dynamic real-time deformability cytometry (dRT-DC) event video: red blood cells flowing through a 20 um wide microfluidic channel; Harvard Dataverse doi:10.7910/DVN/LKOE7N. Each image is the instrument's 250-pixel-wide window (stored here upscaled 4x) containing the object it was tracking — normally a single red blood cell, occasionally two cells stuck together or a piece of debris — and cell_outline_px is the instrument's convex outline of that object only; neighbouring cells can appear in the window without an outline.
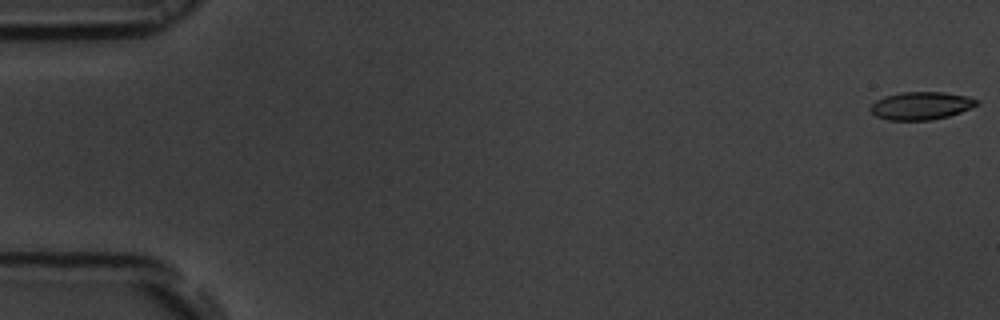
{"species": "common noctule bat (a hibernating species)", "species_latin": "Nyctalus noctula", "temperature_condition": "room temperature", "stored_images_in_passage": 55, "camera_frame_rate_fps": 3000, "um_per_image_px": 0.085, "animal": {"sex": "male", "body_mass_g": 19.5, "forearm_length_mm": 54.6}, "frame": {"image": 1, "passage_image": 1, "time_ms": 0.0, "image_size_px": [1000, 320], "cell_outline_px": [[980, 104], [960, 112], [948, 116], [932, 120], [888, 120], [876, 116], [868, 108], [876, 100], [884, 96], [900, 92], [944, 92], [968, 96], [980, 100]], "centroid_in_image_um": [78.3, 8.98], "position_along_channel_um": 6.7, "area_um2": 17.4}}
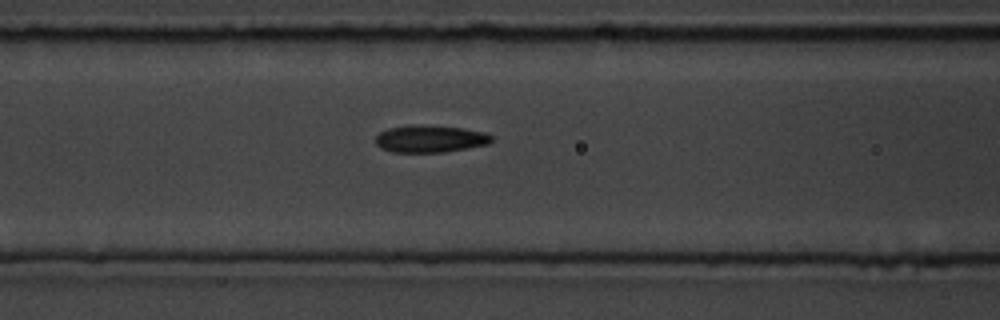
{"frame": {"image": 2, "passage_image": 23, "time_ms": 7.333, "image_size_px": [1000, 320], "cell_outline_px": [[492, 140], [488, 144], [468, 148], [444, 152], [392, 152], [380, 148], [376, 144], [376, 136], [380, 132], [388, 128], [412, 124], [416, 124], [460, 128], [484, 132], [492, 136]], "centroid_in_image_um": [36.53, 11.8], "position_along_channel_um": 130.1, "area_um2": 18.38}}
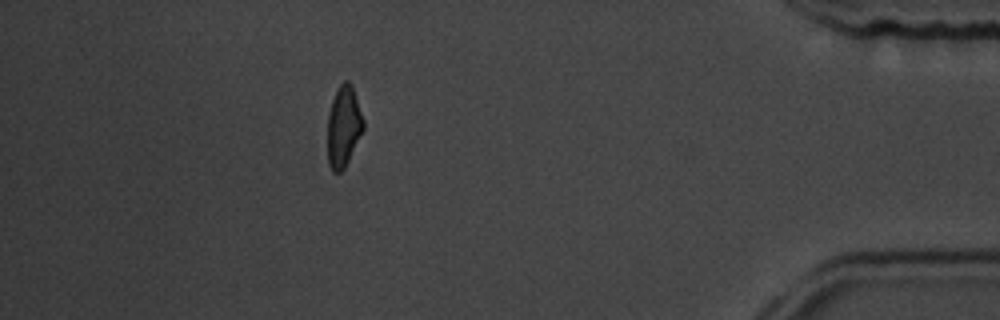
{"frame": {"image": 3, "passage_image": 49, "time_ms": 16.0, "image_size_px": [1000, 320], "cell_outline_px": [[364, 128], [344, 168], [340, 172], [332, 172], [328, 164], [328, 116], [332, 100], [336, 88], [344, 80], [348, 80], [352, 84], [364, 120]], "centroid_in_image_um": [29.2, 10.71], "position_along_channel_um": 406.0, "area_um2": 16.88}, "authors_computed_cell_mechanics": {"area_um2": 17.8602, "velocity_mm_per_s": 3.7575, "shape_relaxation_time_tau1_ms": 4.2395, "shape_relaxation_time_tau2_ms": 2.663, "deformation_change_tau1": 0.1523, "deformation_change_tau2": 0.0926}}